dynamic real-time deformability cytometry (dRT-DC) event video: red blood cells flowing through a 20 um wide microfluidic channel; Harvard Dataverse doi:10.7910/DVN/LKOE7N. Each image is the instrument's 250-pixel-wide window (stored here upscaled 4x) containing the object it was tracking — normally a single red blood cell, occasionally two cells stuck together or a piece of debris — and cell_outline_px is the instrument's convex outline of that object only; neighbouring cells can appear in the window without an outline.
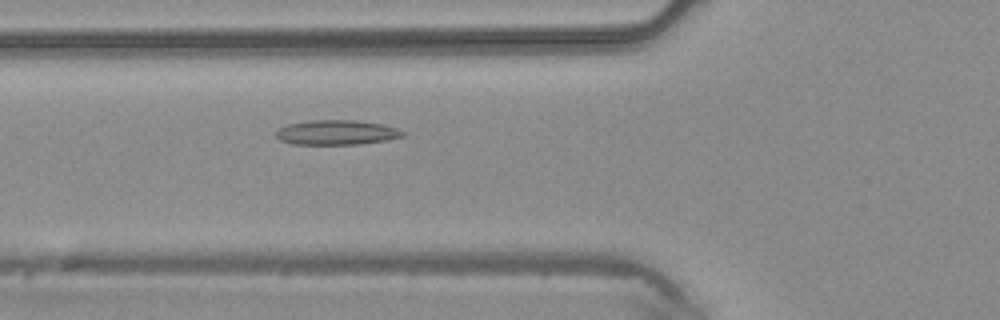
{"species": "common noctule bat (a hibernating species)", "species_latin": "Nyctalus noctula", "temperature_condition": "warm", "stored_images_in_passage": 32, "camera_frame_rate_fps": 3000, "um_per_image_px": 0.085, "animal": {"sex": "male", "body_mass_g": 20.4}, "frame": {"image": 1, "passage_image": 3, "time_ms": 0.667, "image_size_px": [1000, 320], "cell_outline_px": [[404, 136], [388, 140], [360, 144], [292, 144], [280, 140], [276, 136], [276, 132], [280, 128], [288, 124], [308, 120], [356, 120], [384, 124], [396, 128], [404, 132]], "centroid_in_image_um": [28.63, 11.25], "position_along_channel_um": 97.2, "area_um2": 18.32}}
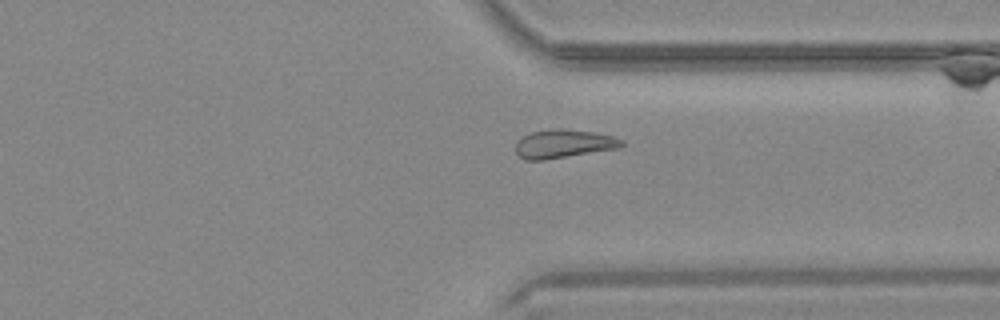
{"frame": {"image": 2, "passage_image": 21, "time_ms": 6.667, "image_size_px": [1000, 320], "cell_outline_px": [[624, 144], [620, 148], [544, 160], [524, 160], [516, 152], [516, 140], [532, 132], [560, 128], [596, 132], [612, 136], [624, 140]], "centroid_in_image_um": [47.93, 12.22], "position_along_channel_um": 363.5, "area_um2": 17.63}}
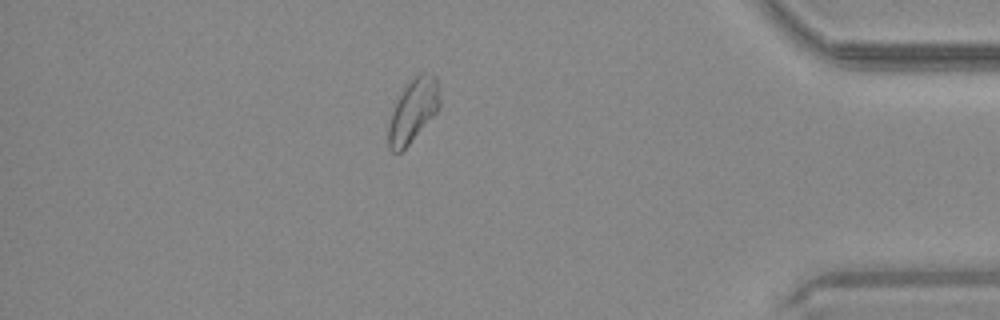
{"frame": {"image": 3, "passage_image": 26, "time_ms": 8.333, "image_size_px": [1000, 320], "cell_outline_px": [[440, 108], [408, 144], [400, 152], [392, 152], [388, 148], [388, 124], [396, 100], [404, 88], [420, 72], [424, 72], [436, 76], [440, 100]], "centroid_in_image_um": [35.1, 9.4], "position_along_channel_um": 400.1, "area_um2": 18.61}}